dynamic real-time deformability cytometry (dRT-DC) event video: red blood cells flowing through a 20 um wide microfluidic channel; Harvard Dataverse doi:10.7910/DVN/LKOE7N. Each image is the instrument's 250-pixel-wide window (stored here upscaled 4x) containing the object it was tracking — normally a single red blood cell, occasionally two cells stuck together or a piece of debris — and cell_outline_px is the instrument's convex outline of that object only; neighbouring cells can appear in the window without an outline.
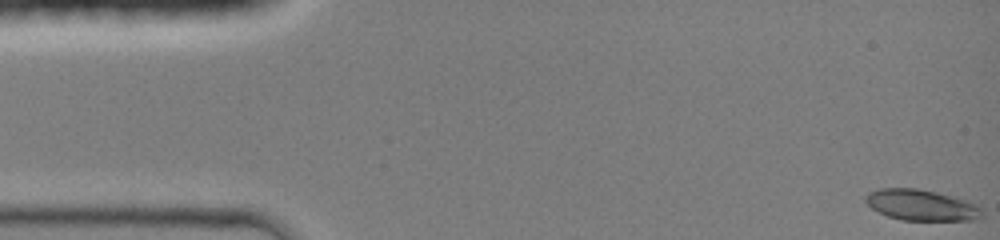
{"species": "common noctule bat (a hibernating species)", "species_latin": "Nyctalus noctula", "temperature_condition": "room temperature", "stored_images_in_passage": 43, "camera_frame_rate_fps": 3000, "um_per_image_px": 0.085, "animal": {"sex": "female", "body_mass_g": 19.0, "forearm_length_mm": 51.5}, "frame": {"image": 1, "passage_image": 1, "time_ms": 0.0, "image_size_px": [1000, 240], "cell_outline_px": [[984, 216], [980, 220], [900, 220], [888, 216], [872, 208], [864, 200], [864, 196], [868, 192], [880, 188], [920, 188], [952, 196], [976, 204], [984, 212]], "centroid_in_image_um": [78.33, 17.43], "position_along_channel_um": 6.7, "area_um2": 21.15}}
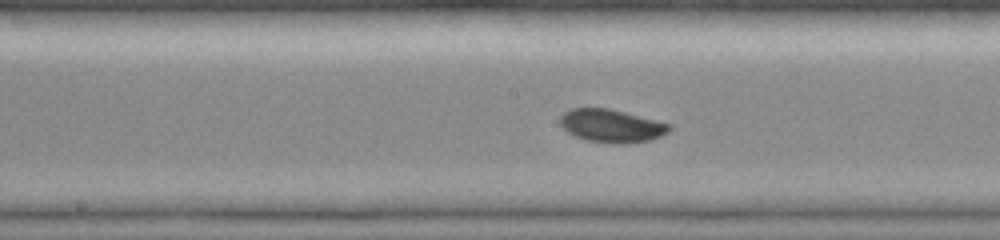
{"frame": {"image": 2, "passage_image": 23, "time_ms": 7.333, "image_size_px": [1000, 240], "cell_outline_px": [[672, 128], [668, 132], [660, 136], [648, 140], [628, 144], [612, 144], [584, 140], [568, 132], [560, 124], [560, 116], [564, 112], [572, 108], [608, 108], [672, 124]], "centroid_in_image_um": [51.98, 10.7], "position_along_channel_um": 196.2, "area_um2": 21.1}}
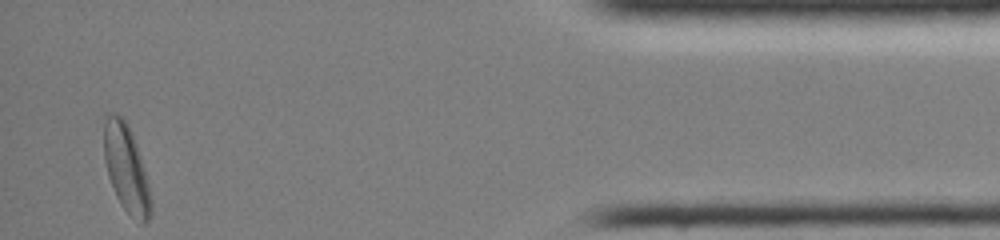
{"frame": {"image": 3, "passage_image": 43, "time_ms": 14.0, "image_size_px": [1000, 240], "cell_outline_px": [[152, 212], [148, 220], [144, 224], [140, 224], [120, 204], [116, 196], [108, 176], [104, 160], [104, 112], [112, 112], [120, 116], [128, 124], [132, 132], [144, 168], [148, 184], [152, 204]], "centroid_in_image_um": [10.72, 14.3], "position_along_channel_um": 424.5, "area_um2": 24.04}, "authors_computed_cell_mechanics": {"area_um2": 20.6924, "velocity_mm_per_s": 4.2751, "shape_relaxation_time_tau1_ms": 3.048, "shape_relaxation_time_tau2_ms": null, "deformation_change_tau1": 0.1101, "deformation_change_tau2": null}}